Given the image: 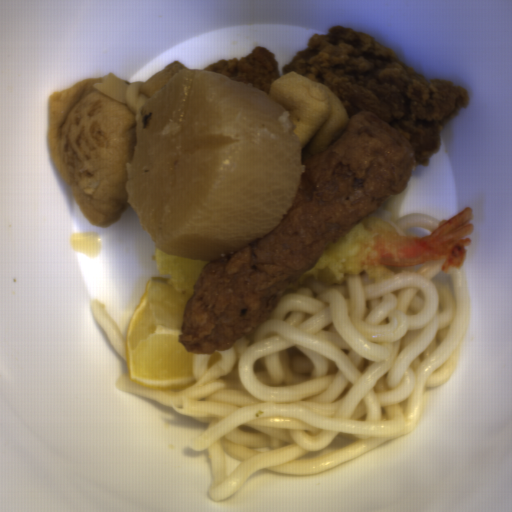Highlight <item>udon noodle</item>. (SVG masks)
Returning <instances> with one entry per match:
<instances>
[{"label": "udon noodle", "mask_w": 512, "mask_h": 512, "mask_svg": "<svg viewBox=\"0 0 512 512\" xmlns=\"http://www.w3.org/2000/svg\"><path fill=\"white\" fill-rule=\"evenodd\" d=\"M471 316L466 271L436 261L375 284L306 282L211 368L194 355L195 383L156 391L118 377L207 426L187 444L207 452L209 498H232L256 472L321 474L419 425L429 390L450 379Z\"/></svg>", "instance_id": "d5520da0"}, {"label": "udon noodle", "mask_w": 512, "mask_h": 512, "mask_svg": "<svg viewBox=\"0 0 512 512\" xmlns=\"http://www.w3.org/2000/svg\"><path fill=\"white\" fill-rule=\"evenodd\" d=\"M369 215H375L390 224L397 232L408 236H411V227H420L431 233L445 222L430 213L417 212L402 217H395L379 207Z\"/></svg>", "instance_id": "a0691cae"}, {"label": "udon noodle", "mask_w": 512, "mask_h": 512, "mask_svg": "<svg viewBox=\"0 0 512 512\" xmlns=\"http://www.w3.org/2000/svg\"><path fill=\"white\" fill-rule=\"evenodd\" d=\"M92 313L114 347L115 351L126 361L125 344L127 338L123 335L104 303L94 300L91 304Z\"/></svg>", "instance_id": "8dc81ce9"}]
</instances>
